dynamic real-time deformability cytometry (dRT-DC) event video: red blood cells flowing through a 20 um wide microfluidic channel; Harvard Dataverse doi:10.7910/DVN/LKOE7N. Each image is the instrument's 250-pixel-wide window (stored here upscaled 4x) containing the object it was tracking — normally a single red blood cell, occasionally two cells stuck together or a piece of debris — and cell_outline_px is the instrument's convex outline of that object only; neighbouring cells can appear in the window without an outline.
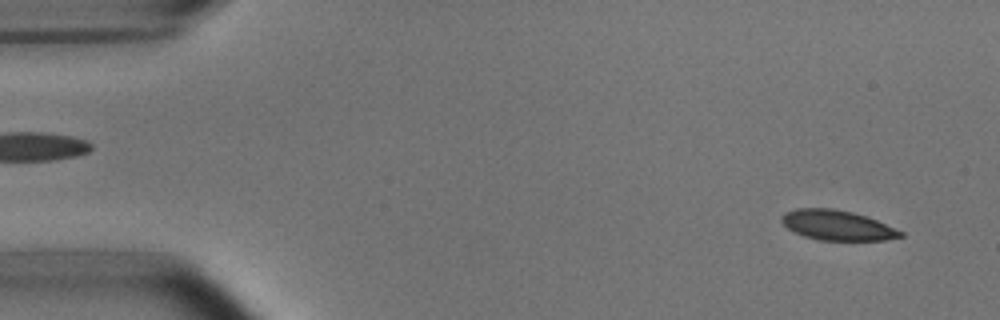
{"species": "common noctule bat (a hibernating species)", "species_latin": "Nyctalus noctula", "temperature_condition": "room temperature", "stored_images_in_passage": 52, "camera_frame_rate_fps": 3000, "um_per_image_px": 0.085, "animal": {"sex": "male", "body_mass_g": 15.6}, "frame": {"image": 1, "passage_image": 3, "time_ms": 0.667, "image_size_px": [1000, 320], "cell_outline_px": [[904, 236], [888, 240], [820, 240], [804, 236], [788, 228], [780, 220], [780, 216], [784, 212], [796, 208], [832, 208], [852, 212], [868, 216], [904, 232]], "centroid_in_image_um": [71.17, 19.14], "position_along_channel_um": 13.8, "area_um2": 20.87}}
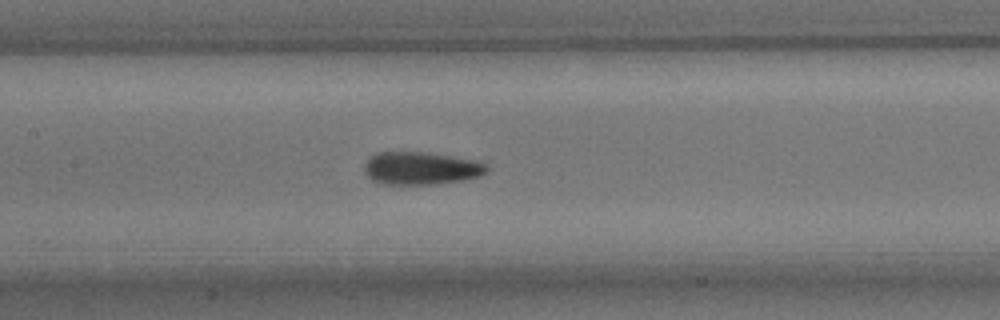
{"frame": {"image": 2, "passage_image": 24, "time_ms": 7.667, "image_size_px": [1000, 320], "cell_outline_px": [[488, 172], [480, 176], [464, 180], [436, 184], [380, 184], [372, 180], [364, 172], [364, 164], [376, 152], [428, 152], [476, 160], [488, 164]], "centroid_in_image_um": [35.81, 14.3], "position_along_channel_um": 171.6, "area_um2": 23.64}}
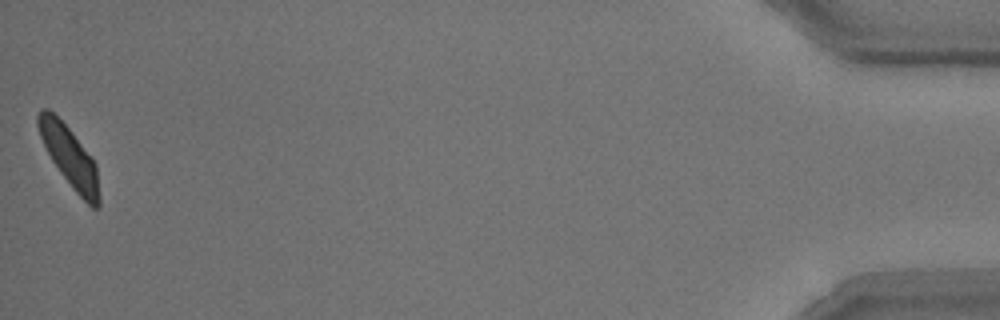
{"frame": {"image": 3, "passage_image": 52, "time_ms": 17.0, "image_size_px": [1000, 320], "cell_outline_px": [[100, 208], [92, 208], [72, 188], [60, 172], [52, 160], [40, 136], [36, 124], [36, 116], [40, 108], [48, 108], [72, 132], [92, 156], [96, 164], [100, 196]], "centroid_in_image_um": [5.92, 13.33], "position_along_channel_um": 429.3, "area_um2": 21.5}, "authors_computed_cell_mechanics": {"area_um2": 22.3397, "velocity_mm_per_s": 3.7803, "shape_relaxation_time_tau1_ms": 3.9997, "shape_relaxation_time_tau2_ms": 1.8476, "deformation_change_tau1": 0.1255, "deformation_change_tau2": 0.064}}